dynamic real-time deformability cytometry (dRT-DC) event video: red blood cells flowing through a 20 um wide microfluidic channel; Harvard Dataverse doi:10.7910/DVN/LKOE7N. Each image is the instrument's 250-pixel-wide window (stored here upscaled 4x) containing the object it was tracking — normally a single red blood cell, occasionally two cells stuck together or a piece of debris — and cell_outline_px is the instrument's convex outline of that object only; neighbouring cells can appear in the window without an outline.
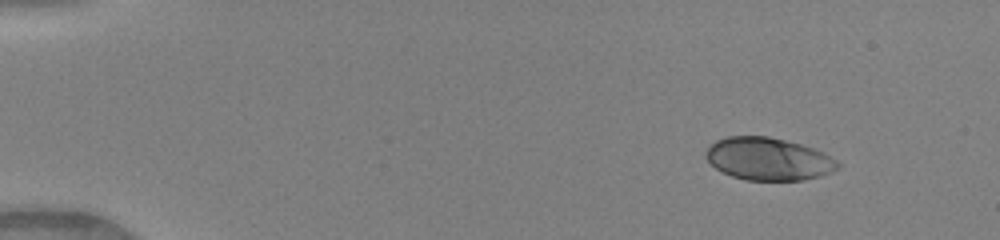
{"species": "human", "species_latin": "Homo sapiens", "temperature_condition": "warm", "stored_images_in_passage": 45, "camera_frame_rate_fps": 3000, "um_per_image_px": 0.085, "donor": {"sex": "female"}, "frame": {"image": 1, "passage_image": 1, "time_ms": 0.0, "image_size_px": [1000, 240], "cell_outline_px": [[840, 168], [832, 172], [820, 176], [800, 180], [744, 180], [732, 176], [716, 168], [704, 156], [704, 152], [716, 140], [728, 136], [768, 136], [800, 144], [824, 152], [836, 160], [840, 164]], "centroid_in_image_um": [65.32, 13.51], "position_along_channel_um": 19.7, "area_um2": 32.66}}
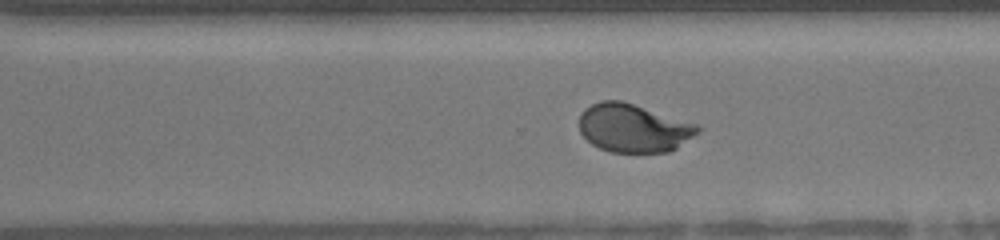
{"frame": {"image": 2, "passage_image": 31, "time_ms": 10.0, "image_size_px": [1000, 240], "cell_outline_px": [[700, 132], [676, 148], [668, 152], [608, 152], [592, 144], [580, 132], [580, 112], [584, 108], [600, 100], [620, 100], [700, 124]], "centroid_in_image_um": [53.86, 10.88], "position_along_channel_um": 316.7, "area_um2": 33.52}}
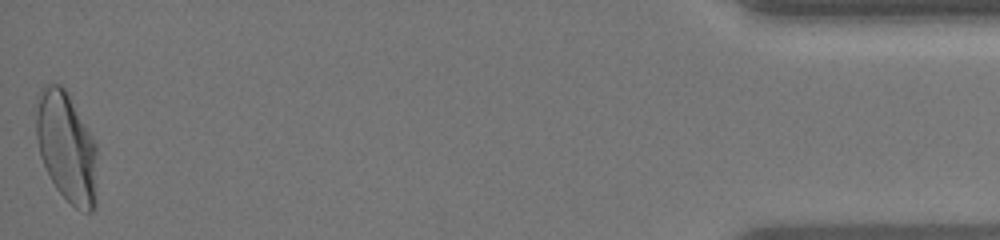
{"frame": {"image": 3, "passage_image": 45, "time_ms": 14.667, "image_size_px": [1000, 240], "cell_outline_px": [[96, 208], [92, 212], [84, 212], [76, 208], [56, 188], [40, 156], [36, 136], [36, 96], [40, 88], [44, 84], [60, 84], [64, 88], [92, 136], [96, 144]], "centroid_in_image_um": [5.64, 12.5], "position_along_channel_um": 429.6, "area_um2": 39.13}, "authors_computed_cell_mechanics": {"area_um2": 33.813, "velocity_mm_per_s": 4.1203, "shape_relaxation_time_tau1_ms": 3.1722, "shape_relaxation_time_tau2_ms": null, "deformation_change_tau1": 0.1686, "deformation_change_tau2": null}}